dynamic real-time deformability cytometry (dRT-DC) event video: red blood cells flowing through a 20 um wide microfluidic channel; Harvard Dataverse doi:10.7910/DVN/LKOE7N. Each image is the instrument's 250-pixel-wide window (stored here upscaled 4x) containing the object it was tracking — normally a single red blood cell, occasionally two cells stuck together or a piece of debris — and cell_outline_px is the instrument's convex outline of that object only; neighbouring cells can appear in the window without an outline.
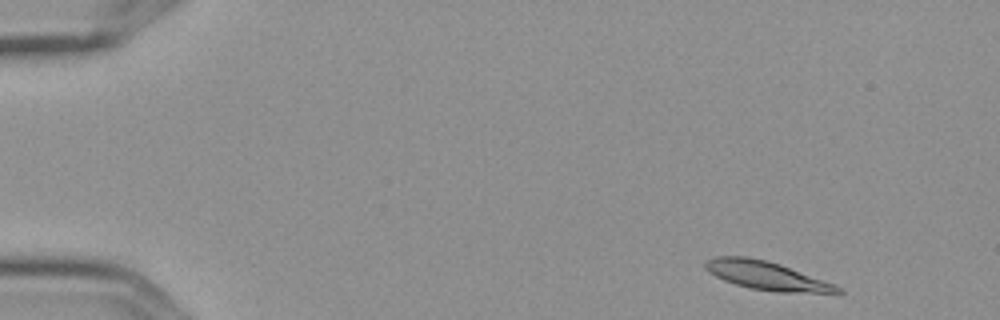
{"species": "Egyptian fruit bat (a non-hibernating species)", "species_latin": "Rousettus aegyptiacus", "temperature_condition": "cold", "stored_images_in_passage": 4, "camera_frame_rate_fps": 3000, "um_per_image_px": 0.085, "frame": {"image": 1, "passage_image": 1, "time_ms": 0.0, "image_size_px": [1000, 320], "cell_outline_px": [[844, 292], [836, 296], [776, 292], [748, 288], [724, 280], [708, 272], [704, 268], [704, 260], [712, 256], [748, 256], [780, 264], [836, 284], [844, 288]], "centroid_in_image_um": [65.31, 23.48], "position_along_channel_um": 19.7, "area_um2": 23.06}}